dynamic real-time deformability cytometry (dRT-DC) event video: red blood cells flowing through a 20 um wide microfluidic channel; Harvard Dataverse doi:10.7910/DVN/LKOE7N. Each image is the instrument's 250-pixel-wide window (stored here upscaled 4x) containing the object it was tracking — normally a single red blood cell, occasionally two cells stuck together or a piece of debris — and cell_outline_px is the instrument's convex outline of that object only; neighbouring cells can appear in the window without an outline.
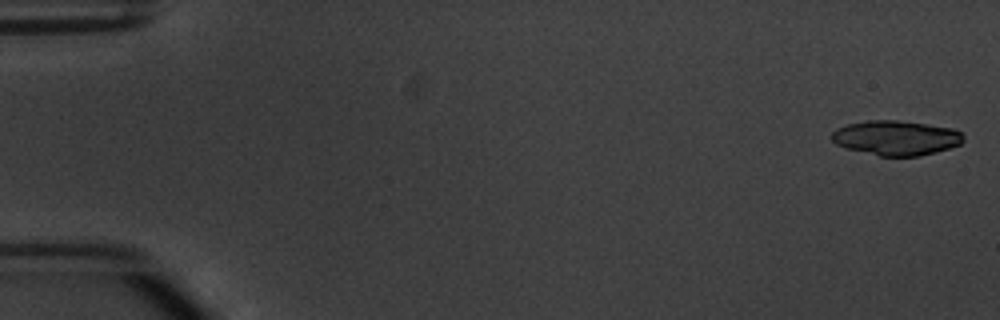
{"species": "common noctule bat (a hibernating species)", "species_latin": "Nyctalus noctula", "temperature_condition": "warm", "stored_images_in_passage": 8, "camera_frame_rate_fps": 3000, "um_per_image_px": 0.085, "animal": {"sex": "male", "body_mass_g": 20.1, "forearm_length_mm": 53.5}, "frame": {"image": 1, "passage_image": 1, "time_ms": 0.0, "image_size_px": [1000, 320], "cell_outline_px": [[964, 140], [960, 144], [936, 152], [920, 156], [880, 156], [844, 148], [836, 144], [832, 140], [832, 132], [836, 128], [848, 124], [868, 120], [896, 120], [928, 124], [952, 128], [960, 132], [964, 136]], "centroid_in_image_um": [76.15, 11.72], "position_along_channel_um": 8.8, "area_um2": 26.7}}
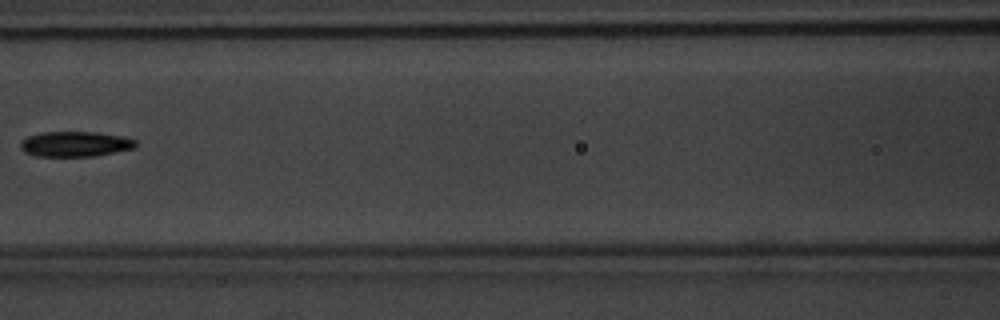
{"frame": {"image": 2, "passage_image": 7, "time_ms": 8.0, "image_size_px": [1000, 320], "cell_outline_px": [[136, 148], [96, 156], [36, 156], [24, 152], [20, 148], [20, 140], [28, 136], [40, 132], [96, 132], [124, 136], [136, 140]], "centroid_in_image_um": [6.39, 12.24], "position_along_channel_um": 160.2, "area_um2": 17.17}}
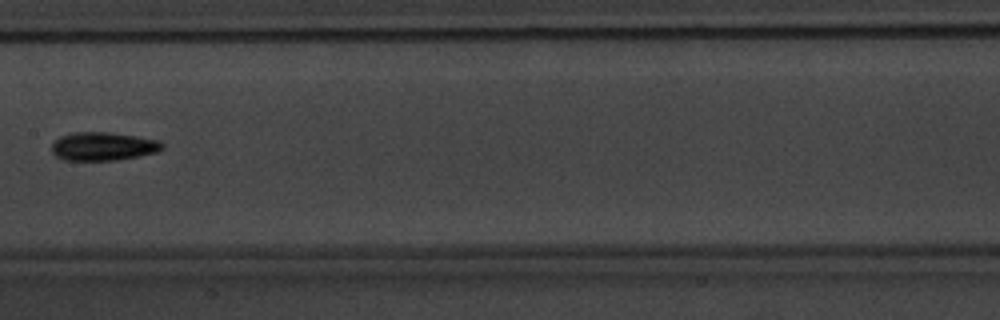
{"frame": {"image": 3, "passage_image": 8, "time_ms": 9.0, "image_size_px": [1000, 320], "cell_outline_px": [[164, 148], [156, 152], [116, 160], [64, 160], [56, 156], [52, 152], [52, 144], [60, 136], [72, 132], [108, 132], [136, 136], [160, 140], [164, 144]], "centroid_in_image_um": [8.76, 12.43], "position_along_channel_um": 198.6, "area_um2": 18.26}}